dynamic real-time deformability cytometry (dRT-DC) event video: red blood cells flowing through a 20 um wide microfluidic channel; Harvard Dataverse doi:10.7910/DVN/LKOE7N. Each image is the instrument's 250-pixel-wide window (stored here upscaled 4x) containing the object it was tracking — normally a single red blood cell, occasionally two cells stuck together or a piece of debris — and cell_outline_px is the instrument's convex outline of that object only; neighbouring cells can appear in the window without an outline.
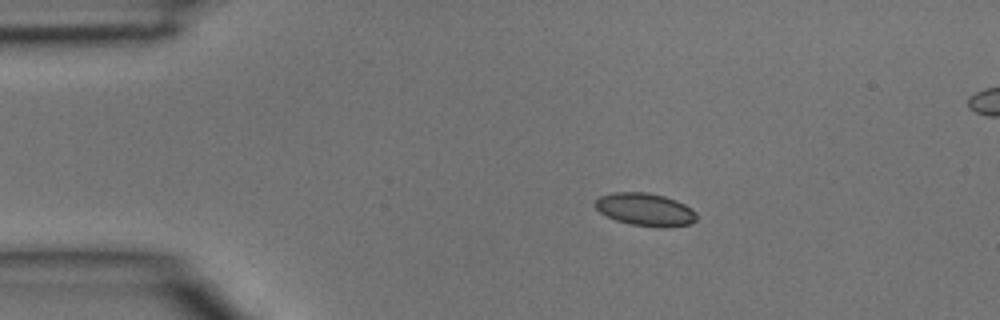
{"species": "common noctule bat (a hibernating species)", "species_latin": "Nyctalus noctula", "temperature_condition": "room temperature", "stored_images_in_passage": 3, "camera_frame_rate_fps": 3000, "um_per_image_px": 0.085, "animal": {"sex": "male", "body_mass_g": 15.6}, "frame": {"image": 1, "passage_image": 1, "time_ms": 0.0, "image_size_px": [1000, 320], "cell_outline_px": [[696, 220], [692, 224], [664, 228], [632, 224], [616, 220], [600, 212], [592, 204], [600, 196], [612, 192], [648, 192], [664, 196], [676, 200], [692, 208], [696, 212]], "centroid_in_image_um": [54.86, 17.8], "position_along_channel_um": 30.1, "area_um2": 19.48}}